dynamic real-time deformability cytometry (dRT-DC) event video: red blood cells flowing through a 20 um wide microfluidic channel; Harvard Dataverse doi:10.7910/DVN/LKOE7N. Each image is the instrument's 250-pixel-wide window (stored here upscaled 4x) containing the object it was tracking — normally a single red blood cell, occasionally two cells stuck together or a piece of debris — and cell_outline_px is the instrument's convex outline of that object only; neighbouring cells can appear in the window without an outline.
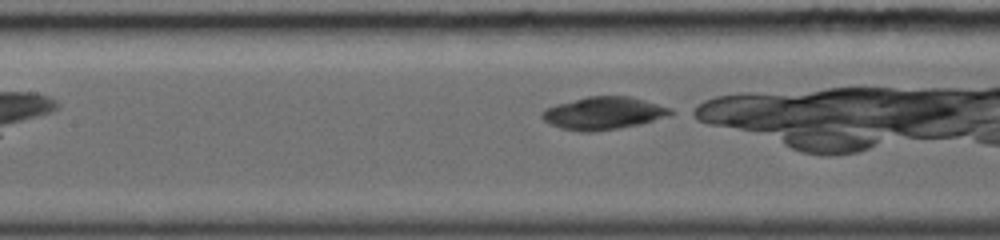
{"species": "common noctule bat (a hibernating species)", "species_latin": "Nyctalus noctula", "temperature_condition": "warm", "stored_images_in_passage": 6, "camera_frame_rate_fps": 5000, "um_per_image_px": 0.085, "animal": {"sex": "female", "body_mass_g": 19.0, "forearm_length_mm": 56.7}, "frame": {"image": 1, "passage_image": 6, "time_ms": 4.0, "image_size_px": [1000, 240], "cell_outline_px": [[680, 112], [672, 116], [640, 124], [620, 128], [592, 132], [580, 132], [560, 128], [548, 124], [540, 116], [540, 112], [556, 104], [588, 96], [628, 96], [644, 100], [672, 108]], "centroid_in_image_um": [51.35, 9.63], "position_along_channel_um": 156.0, "area_um2": 24.85}}